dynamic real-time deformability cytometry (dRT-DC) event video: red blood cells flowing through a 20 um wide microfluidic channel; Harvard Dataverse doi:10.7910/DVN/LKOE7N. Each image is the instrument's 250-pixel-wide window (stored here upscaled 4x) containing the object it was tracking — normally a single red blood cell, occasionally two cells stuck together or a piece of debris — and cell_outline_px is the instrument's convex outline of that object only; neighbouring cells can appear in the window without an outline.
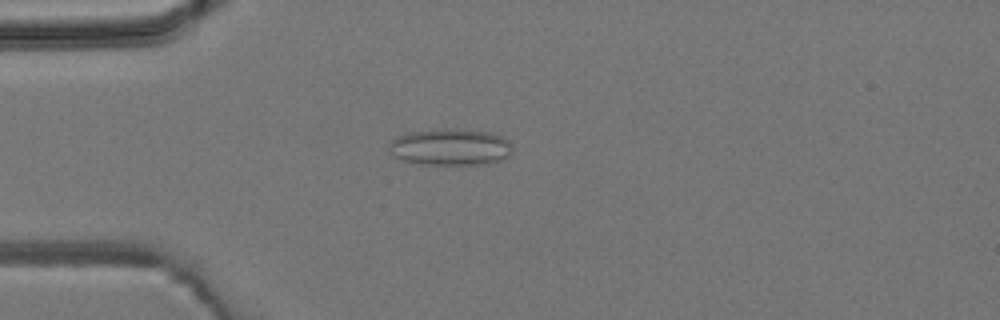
{"species": "common noctule bat (a hibernating species)", "species_latin": "Nyctalus noctula", "temperature_condition": "room temperature", "stored_images_in_passage": 4, "camera_frame_rate_fps": 3000, "um_per_image_px": 0.085, "animal": {"sex": "male", "body_mass_g": 19.2, "forearm_length_mm": 51.8}, "frame": {"image": 1, "passage_image": 3, "time_ms": 2.333, "image_size_px": [1000, 320], "cell_outline_px": [[512, 152], [508, 156], [500, 160], [488, 164], [420, 164], [404, 160], [388, 152], [388, 144], [396, 136], [408, 132], [440, 128], [452, 128], [492, 132], [508, 140], [512, 144]], "centroid_in_image_um": [38.28, 12.48], "position_along_channel_um": 46.7, "area_um2": 26.7}}